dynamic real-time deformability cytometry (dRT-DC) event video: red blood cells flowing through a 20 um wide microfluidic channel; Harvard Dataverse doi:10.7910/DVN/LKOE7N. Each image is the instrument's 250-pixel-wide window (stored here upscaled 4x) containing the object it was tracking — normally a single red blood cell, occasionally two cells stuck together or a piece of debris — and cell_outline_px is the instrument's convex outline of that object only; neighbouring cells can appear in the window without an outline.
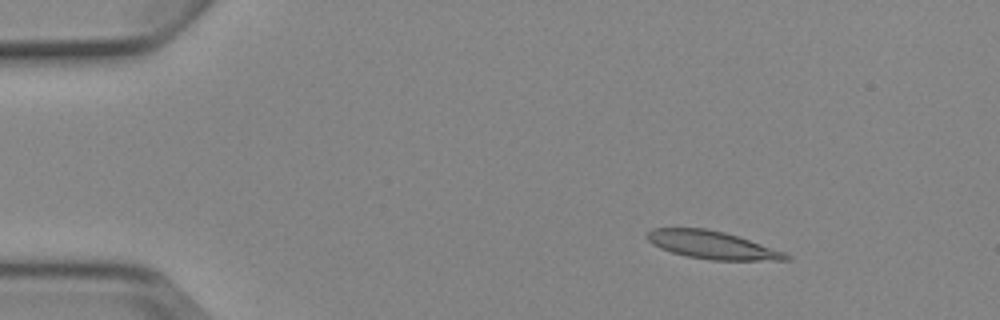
{"species": "Egyptian fruit bat (a non-hibernating species)", "species_latin": "Rousettus aegyptiacus", "temperature_condition": "cold", "stored_images_in_passage": 6, "camera_frame_rate_fps": 3000, "um_per_image_px": 0.085, "animal": {"sex": "female"}, "frame": {"image": 1, "passage_image": 3, "time_ms": 2.333, "image_size_px": [1000, 320], "cell_outline_px": [[792, 260], [712, 260], [688, 256], [672, 252], [660, 248], [652, 244], [644, 236], [652, 228], [704, 228], [724, 232], [784, 252], [792, 256]], "centroid_in_image_um": [60.5, 20.82], "position_along_channel_um": 24.5, "area_um2": 22.25}}
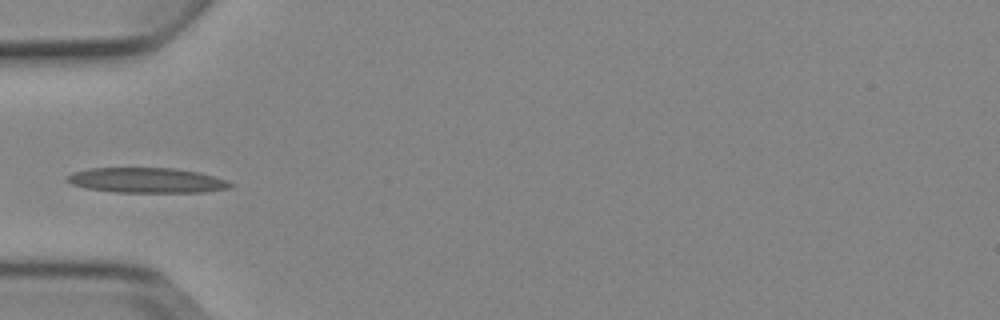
{"frame": {"image": 2, "passage_image": 5, "time_ms": 5.667, "image_size_px": [1000, 320], "cell_outline_px": [[236, 184], [232, 188], [204, 192], [112, 192], [84, 188], [72, 184], [64, 180], [64, 176], [72, 172], [88, 168], [176, 168], [200, 172]], "centroid_in_image_um": [12.43, 15.32], "position_along_channel_um": 72.6, "area_um2": 24.22}}
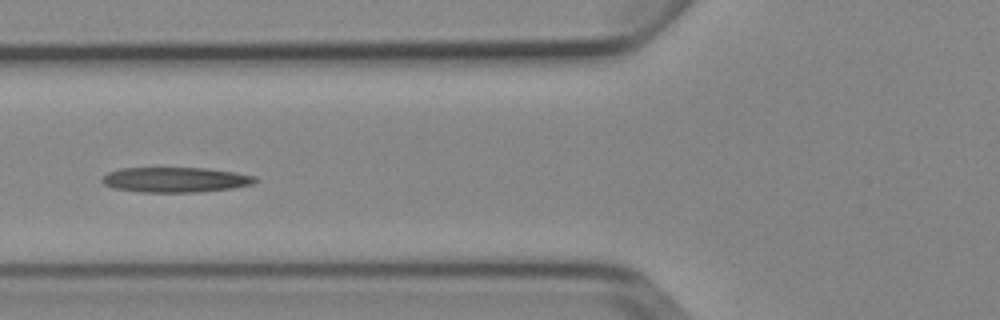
{"frame": {"image": 3, "passage_image": 6, "time_ms": 6.667, "image_size_px": [1000, 320], "cell_outline_px": [[260, 180], [252, 184], [232, 188], [200, 192], [140, 192], [112, 188], [104, 184], [100, 180], [108, 172], [120, 168], [204, 168], [236, 172], [256, 176]], "centroid_in_image_um": [14.92, 15.28], "position_along_channel_um": 110.9, "area_um2": 22.54}}